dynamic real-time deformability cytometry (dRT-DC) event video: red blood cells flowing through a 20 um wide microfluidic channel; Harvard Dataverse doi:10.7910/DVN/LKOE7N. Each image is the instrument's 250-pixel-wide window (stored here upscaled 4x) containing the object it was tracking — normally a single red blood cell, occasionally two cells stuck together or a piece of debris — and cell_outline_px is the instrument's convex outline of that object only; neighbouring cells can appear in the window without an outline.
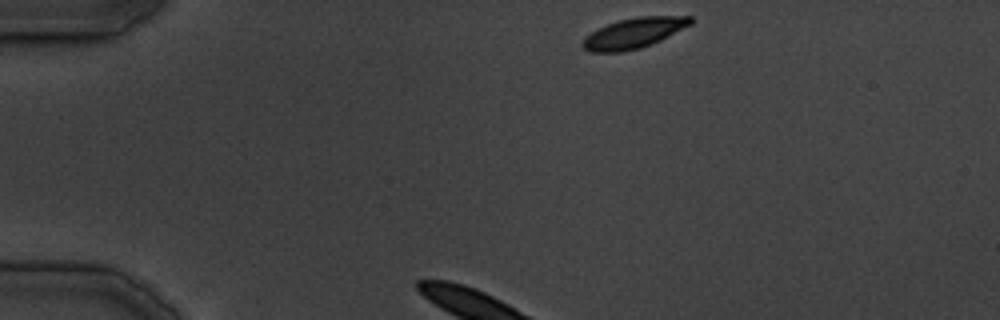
{"species": "common noctule bat (a hibernating species)", "species_latin": "Nyctalus noctula", "temperature_condition": "cold", "stored_images_in_passage": 24, "camera_frame_rate_fps": 3000, "um_per_image_px": 0.085, "animal": {"sex": "male", "body_mass_g": 19.5, "forearm_length_mm": 54.6}, "frame": {"image": 1, "passage_image": 1, "time_ms": 0.0, "image_size_px": [1000, 320], "cell_outline_px": [[692, 24], [652, 44], [640, 48], [620, 52], [588, 52], [580, 44], [584, 36], [608, 24], [620, 20], [640, 16], [692, 16]], "centroid_in_image_um": [53.86, 2.82], "position_along_channel_um": 31.1, "area_um2": 18.96}}